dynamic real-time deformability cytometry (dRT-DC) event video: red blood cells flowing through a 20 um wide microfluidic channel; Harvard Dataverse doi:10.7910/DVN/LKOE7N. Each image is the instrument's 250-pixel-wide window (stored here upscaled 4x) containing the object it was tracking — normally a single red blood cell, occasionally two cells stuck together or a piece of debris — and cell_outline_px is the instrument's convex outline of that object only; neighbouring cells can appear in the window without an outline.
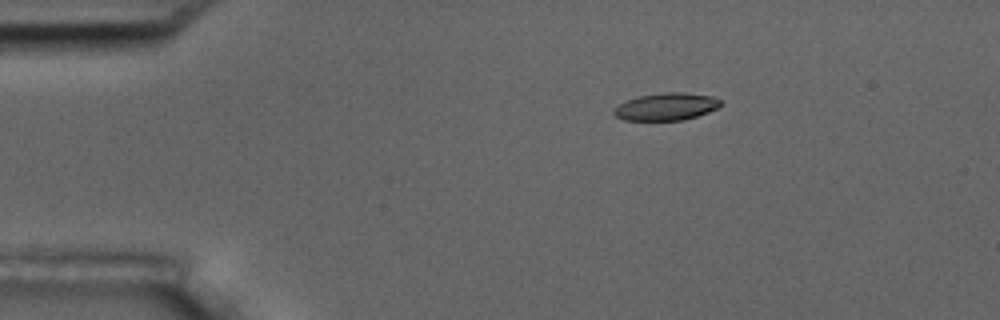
{"species": "common noctule bat (a hibernating species)", "species_latin": "Nyctalus noctula", "temperature_condition": "room temperature", "stored_images_in_passage": 4, "camera_frame_rate_fps": 3000, "um_per_image_px": 0.085, "animal": {"sex": "male", "body_mass_g": 17.5, "forearm_length_mm": 52.3}, "frame": {"image": 1, "passage_image": 3, "time_ms": 0.667, "image_size_px": [1000, 320], "cell_outline_px": [[724, 104], [708, 112], [684, 120], [624, 120], [616, 116], [612, 112], [612, 108], [628, 100], [640, 96], [664, 92], [684, 92], [712, 96], [720, 100]], "centroid_in_image_um": [56.64, 9.06], "position_along_channel_um": 28.4, "area_um2": 16.99}}